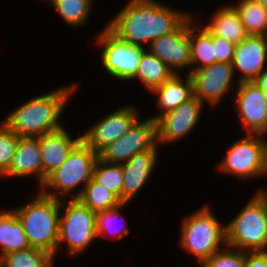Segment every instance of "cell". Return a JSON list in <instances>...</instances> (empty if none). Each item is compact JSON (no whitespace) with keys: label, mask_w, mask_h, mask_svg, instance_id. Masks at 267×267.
I'll return each instance as SVG.
<instances>
[{"label":"cell","mask_w":267,"mask_h":267,"mask_svg":"<svg viewBox=\"0 0 267 267\" xmlns=\"http://www.w3.org/2000/svg\"><path fill=\"white\" fill-rule=\"evenodd\" d=\"M77 83L29 99L10 111L3 123L20 137H38L62 128L61 116L76 93Z\"/></svg>","instance_id":"2"},{"label":"cell","mask_w":267,"mask_h":267,"mask_svg":"<svg viewBox=\"0 0 267 267\" xmlns=\"http://www.w3.org/2000/svg\"><path fill=\"white\" fill-rule=\"evenodd\" d=\"M93 0H54L51 4L68 26L84 27L93 12Z\"/></svg>","instance_id":"27"},{"label":"cell","mask_w":267,"mask_h":267,"mask_svg":"<svg viewBox=\"0 0 267 267\" xmlns=\"http://www.w3.org/2000/svg\"><path fill=\"white\" fill-rule=\"evenodd\" d=\"M127 204L128 202H122L114 208L96 213L97 238L110 239V237H116L117 239H122L130 233L124 214H121V210ZM122 220L124 221L123 224H121Z\"/></svg>","instance_id":"26"},{"label":"cell","mask_w":267,"mask_h":267,"mask_svg":"<svg viewBox=\"0 0 267 267\" xmlns=\"http://www.w3.org/2000/svg\"><path fill=\"white\" fill-rule=\"evenodd\" d=\"M245 259L246 252L226 245L199 267H244Z\"/></svg>","instance_id":"32"},{"label":"cell","mask_w":267,"mask_h":267,"mask_svg":"<svg viewBox=\"0 0 267 267\" xmlns=\"http://www.w3.org/2000/svg\"><path fill=\"white\" fill-rule=\"evenodd\" d=\"M193 16L195 17L193 14L189 16L191 70H197L214 64L215 57L212 33Z\"/></svg>","instance_id":"22"},{"label":"cell","mask_w":267,"mask_h":267,"mask_svg":"<svg viewBox=\"0 0 267 267\" xmlns=\"http://www.w3.org/2000/svg\"><path fill=\"white\" fill-rule=\"evenodd\" d=\"M212 44L216 63H232L236 44L213 34Z\"/></svg>","instance_id":"33"},{"label":"cell","mask_w":267,"mask_h":267,"mask_svg":"<svg viewBox=\"0 0 267 267\" xmlns=\"http://www.w3.org/2000/svg\"><path fill=\"white\" fill-rule=\"evenodd\" d=\"M147 50L164 62L174 74L188 68L191 71L189 17L172 33L153 40Z\"/></svg>","instance_id":"15"},{"label":"cell","mask_w":267,"mask_h":267,"mask_svg":"<svg viewBox=\"0 0 267 267\" xmlns=\"http://www.w3.org/2000/svg\"><path fill=\"white\" fill-rule=\"evenodd\" d=\"M97 239L96 213L78 199L60 200L57 253L65 244L69 255L76 256Z\"/></svg>","instance_id":"7"},{"label":"cell","mask_w":267,"mask_h":267,"mask_svg":"<svg viewBox=\"0 0 267 267\" xmlns=\"http://www.w3.org/2000/svg\"><path fill=\"white\" fill-rule=\"evenodd\" d=\"M69 129L62 128L38 136L43 167V183L46 177L59 168L67 159L72 149L82 140V133L73 137Z\"/></svg>","instance_id":"18"},{"label":"cell","mask_w":267,"mask_h":267,"mask_svg":"<svg viewBox=\"0 0 267 267\" xmlns=\"http://www.w3.org/2000/svg\"><path fill=\"white\" fill-rule=\"evenodd\" d=\"M174 74L162 85L153 89L150 93L156 98L157 113L150 118L157 120L163 114L176 109L194 97L193 82L189 74Z\"/></svg>","instance_id":"20"},{"label":"cell","mask_w":267,"mask_h":267,"mask_svg":"<svg viewBox=\"0 0 267 267\" xmlns=\"http://www.w3.org/2000/svg\"><path fill=\"white\" fill-rule=\"evenodd\" d=\"M205 105L195 96L182 103L176 109L160 116L157 122V143H178L190 132H193L200 122Z\"/></svg>","instance_id":"14"},{"label":"cell","mask_w":267,"mask_h":267,"mask_svg":"<svg viewBox=\"0 0 267 267\" xmlns=\"http://www.w3.org/2000/svg\"><path fill=\"white\" fill-rule=\"evenodd\" d=\"M256 1L259 2L265 8H267V0H256Z\"/></svg>","instance_id":"37"},{"label":"cell","mask_w":267,"mask_h":267,"mask_svg":"<svg viewBox=\"0 0 267 267\" xmlns=\"http://www.w3.org/2000/svg\"><path fill=\"white\" fill-rule=\"evenodd\" d=\"M32 201L13 207L31 247L57 255L60 200L37 191Z\"/></svg>","instance_id":"3"},{"label":"cell","mask_w":267,"mask_h":267,"mask_svg":"<svg viewBox=\"0 0 267 267\" xmlns=\"http://www.w3.org/2000/svg\"><path fill=\"white\" fill-rule=\"evenodd\" d=\"M226 242L228 246L244 252L267 251V216L255 195L227 222Z\"/></svg>","instance_id":"8"},{"label":"cell","mask_w":267,"mask_h":267,"mask_svg":"<svg viewBox=\"0 0 267 267\" xmlns=\"http://www.w3.org/2000/svg\"><path fill=\"white\" fill-rule=\"evenodd\" d=\"M254 195L261 201L267 216V190L259 188Z\"/></svg>","instance_id":"36"},{"label":"cell","mask_w":267,"mask_h":267,"mask_svg":"<svg viewBox=\"0 0 267 267\" xmlns=\"http://www.w3.org/2000/svg\"><path fill=\"white\" fill-rule=\"evenodd\" d=\"M97 159L98 154L81 140L72 149L66 161L46 177L39 190L57 200L78 199L84 187L93 178Z\"/></svg>","instance_id":"5"},{"label":"cell","mask_w":267,"mask_h":267,"mask_svg":"<svg viewBox=\"0 0 267 267\" xmlns=\"http://www.w3.org/2000/svg\"><path fill=\"white\" fill-rule=\"evenodd\" d=\"M140 117L138 106L126 104L118 107L84 130L82 140L99 154L110 143L122 137Z\"/></svg>","instance_id":"12"},{"label":"cell","mask_w":267,"mask_h":267,"mask_svg":"<svg viewBox=\"0 0 267 267\" xmlns=\"http://www.w3.org/2000/svg\"><path fill=\"white\" fill-rule=\"evenodd\" d=\"M101 64L107 75L124 82L130 81L138 70L143 53L147 50L123 41L106 26L95 36Z\"/></svg>","instance_id":"9"},{"label":"cell","mask_w":267,"mask_h":267,"mask_svg":"<svg viewBox=\"0 0 267 267\" xmlns=\"http://www.w3.org/2000/svg\"><path fill=\"white\" fill-rule=\"evenodd\" d=\"M93 178L122 201L123 171L121 165L109 164L98 158L93 168Z\"/></svg>","instance_id":"30"},{"label":"cell","mask_w":267,"mask_h":267,"mask_svg":"<svg viewBox=\"0 0 267 267\" xmlns=\"http://www.w3.org/2000/svg\"><path fill=\"white\" fill-rule=\"evenodd\" d=\"M139 118L120 138L106 146L98 158L109 164L122 165L135 154L153 149L157 143V122L150 117Z\"/></svg>","instance_id":"10"},{"label":"cell","mask_w":267,"mask_h":267,"mask_svg":"<svg viewBox=\"0 0 267 267\" xmlns=\"http://www.w3.org/2000/svg\"><path fill=\"white\" fill-rule=\"evenodd\" d=\"M2 267H54L55 256L49 252L30 247L13 251L0 258Z\"/></svg>","instance_id":"28"},{"label":"cell","mask_w":267,"mask_h":267,"mask_svg":"<svg viewBox=\"0 0 267 267\" xmlns=\"http://www.w3.org/2000/svg\"><path fill=\"white\" fill-rule=\"evenodd\" d=\"M173 75V71L164 62L146 50L141 57L136 75L130 81L137 80L144 86V90L150 93Z\"/></svg>","instance_id":"24"},{"label":"cell","mask_w":267,"mask_h":267,"mask_svg":"<svg viewBox=\"0 0 267 267\" xmlns=\"http://www.w3.org/2000/svg\"><path fill=\"white\" fill-rule=\"evenodd\" d=\"M28 176H36L39 190L43 184V167L37 137L19 138L12 164L2 177L18 179Z\"/></svg>","instance_id":"19"},{"label":"cell","mask_w":267,"mask_h":267,"mask_svg":"<svg viewBox=\"0 0 267 267\" xmlns=\"http://www.w3.org/2000/svg\"><path fill=\"white\" fill-rule=\"evenodd\" d=\"M219 6L216 12L209 17L203 25L215 36L224 38L234 44L246 39L248 34L241 22L240 16L235 7L229 3Z\"/></svg>","instance_id":"21"},{"label":"cell","mask_w":267,"mask_h":267,"mask_svg":"<svg viewBox=\"0 0 267 267\" xmlns=\"http://www.w3.org/2000/svg\"><path fill=\"white\" fill-rule=\"evenodd\" d=\"M232 5L248 35L267 36V8L256 0H240Z\"/></svg>","instance_id":"25"},{"label":"cell","mask_w":267,"mask_h":267,"mask_svg":"<svg viewBox=\"0 0 267 267\" xmlns=\"http://www.w3.org/2000/svg\"><path fill=\"white\" fill-rule=\"evenodd\" d=\"M159 144L146 152L135 154L122 164V202H130L146 186L155 171L159 156Z\"/></svg>","instance_id":"17"},{"label":"cell","mask_w":267,"mask_h":267,"mask_svg":"<svg viewBox=\"0 0 267 267\" xmlns=\"http://www.w3.org/2000/svg\"><path fill=\"white\" fill-rule=\"evenodd\" d=\"M215 214L210 204H204L181 221L179 245L196 257L198 267L227 245L226 225Z\"/></svg>","instance_id":"4"},{"label":"cell","mask_w":267,"mask_h":267,"mask_svg":"<svg viewBox=\"0 0 267 267\" xmlns=\"http://www.w3.org/2000/svg\"><path fill=\"white\" fill-rule=\"evenodd\" d=\"M253 82L261 88L265 93V99L267 101V69L264 70L261 74H259Z\"/></svg>","instance_id":"35"},{"label":"cell","mask_w":267,"mask_h":267,"mask_svg":"<svg viewBox=\"0 0 267 267\" xmlns=\"http://www.w3.org/2000/svg\"><path fill=\"white\" fill-rule=\"evenodd\" d=\"M4 210L0 209V258L9 252L31 247L16 213L10 208Z\"/></svg>","instance_id":"23"},{"label":"cell","mask_w":267,"mask_h":267,"mask_svg":"<svg viewBox=\"0 0 267 267\" xmlns=\"http://www.w3.org/2000/svg\"><path fill=\"white\" fill-rule=\"evenodd\" d=\"M20 136L0 122V178L9 170Z\"/></svg>","instance_id":"31"},{"label":"cell","mask_w":267,"mask_h":267,"mask_svg":"<svg viewBox=\"0 0 267 267\" xmlns=\"http://www.w3.org/2000/svg\"><path fill=\"white\" fill-rule=\"evenodd\" d=\"M194 96L204 105L216 108L231 92L233 84H238L232 63H214L197 70H191ZM235 80V82H234Z\"/></svg>","instance_id":"11"},{"label":"cell","mask_w":267,"mask_h":267,"mask_svg":"<svg viewBox=\"0 0 267 267\" xmlns=\"http://www.w3.org/2000/svg\"><path fill=\"white\" fill-rule=\"evenodd\" d=\"M191 14L159 0H128L105 25L123 41L147 49L153 40L174 32Z\"/></svg>","instance_id":"1"},{"label":"cell","mask_w":267,"mask_h":267,"mask_svg":"<svg viewBox=\"0 0 267 267\" xmlns=\"http://www.w3.org/2000/svg\"><path fill=\"white\" fill-rule=\"evenodd\" d=\"M267 137L245 134L229 145L223 159L218 162L220 173L250 181L267 177Z\"/></svg>","instance_id":"6"},{"label":"cell","mask_w":267,"mask_h":267,"mask_svg":"<svg viewBox=\"0 0 267 267\" xmlns=\"http://www.w3.org/2000/svg\"><path fill=\"white\" fill-rule=\"evenodd\" d=\"M42 2H48L50 5L54 2V0H41Z\"/></svg>","instance_id":"38"},{"label":"cell","mask_w":267,"mask_h":267,"mask_svg":"<svg viewBox=\"0 0 267 267\" xmlns=\"http://www.w3.org/2000/svg\"><path fill=\"white\" fill-rule=\"evenodd\" d=\"M232 66L238 82H252L267 69V36L248 35L236 44Z\"/></svg>","instance_id":"16"},{"label":"cell","mask_w":267,"mask_h":267,"mask_svg":"<svg viewBox=\"0 0 267 267\" xmlns=\"http://www.w3.org/2000/svg\"><path fill=\"white\" fill-rule=\"evenodd\" d=\"M244 267H267V251L246 252Z\"/></svg>","instance_id":"34"},{"label":"cell","mask_w":267,"mask_h":267,"mask_svg":"<svg viewBox=\"0 0 267 267\" xmlns=\"http://www.w3.org/2000/svg\"><path fill=\"white\" fill-rule=\"evenodd\" d=\"M235 108L246 134H267V101L264 91L252 82H239L235 86Z\"/></svg>","instance_id":"13"},{"label":"cell","mask_w":267,"mask_h":267,"mask_svg":"<svg viewBox=\"0 0 267 267\" xmlns=\"http://www.w3.org/2000/svg\"><path fill=\"white\" fill-rule=\"evenodd\" d=\"M78 200L95 213L118 206L122 201L104 185L92 178L84 187Z\"/></svg>","instance_id":"29"}]
</instances>
